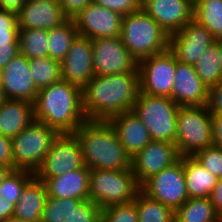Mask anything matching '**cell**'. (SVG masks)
<instances>
[{"label":"cell","instance_id":"6da1fadb","mask_svg":"<svg viewBox=\"0 0 222 222\" xmlns=\"http://www.w3.org/2000/svg\"><path fill=\"white\" fill-rule=\"evenodd\" d=\"M140 92L139 72L95 75L82 89L86 120L109 121L130 112Z\"/></svg>","mask_w":222,"mask_h":222},{"label":"cell","instance_id":"7a4b0ae2","mask_svg":"<svg viewBox=\"0 0 222 222\" xmlns=\"http://www.w3.org/2000/svg\"><path fill=\"white\" fill-rule=\"evenodd\" d=\"M33 110L35 121L60 134L74 133L86 121L82 90L62 79L38 91Z\"/></svg>","mask_w":222,"mask_h":222},{"label":"cell","instance_id":"3957f363","mask_svg":"<svg viewBox=\"0 0 222 222\" xmlns=\"http://www.w3.org/2000/svg\"><path fill=\"white\" fill-rule=\"evenodd\" d=\"M89 169H131V157L109 121L86 120L74 133Z\"/></svg>","mask_w":222,"mask_h":222},{"label":"cell","instance_id":"277c9868","mask_svg":"<svg viewBox=\"0 0 222 222\" xmlns=\"http://www.w3.org/2000/svg\"><path fill=\"white\" fill-rule=\"evenodd\" d=\"M120 38L137 63L169 49L170 36L142 9L122 17Z\"/></svg>","mask_w":222,"mask_h":222},{"label":"cell","instance_id":"5b68a950","mask_svg":"<svg viewBox=\"0 0 222 222\" xmlns=\"http://www.w3.org/2000/svg\"><path fill=\"white\" fill-rule=\"evenodd\" d=\"M179 107L170 97L139 92L131 111L145 124L152 141L175 143Z\"/></svg>","mask_w":222,"mask_h":222},{"label":"cell","instance_id":"8992f818","mask_svg":"<svg viewBox=\"0 0 222 222\" xmlns=\"http://www.w3.org/2000/svg\"><path fill=\"white\" fill-rule=\"evenodd\" d=\"M139 191L140 185L131 169H90L89 200L101 209L109 205L131 202Z\"/></svg>","mask_w":222,"mask_h":222},{"label":"cell","instance_id":"52a82bcc","mask_svg":"<svg viewBox=\"0 0 222 222\" xmlns=\"http://www.w3.org/2000/svg\"><path fill=\"white\" fill-rule=\"evenodd\" d=\"M175 144L181 157L213 145L212 118L206 105L179 107Z\"/></svg>","mask_w":222,"mask_h":222},{"label":"cell","instance_id":"ba28073f","mask_svg":"<svg viewBox=\"0 0 222 222\" xmlns=\"http://www.w3.org/2000/svg\"><path fill=\"white\" fill-rule=\"evenodd\" d=\"M59 134L54 128L34 120L11 139L14 170H26L35 174Z\"/></svg>","mask_w":222,"mask_h":222},{"label":"cell","instance_id":"9c48e42d","mask_svg":"<svg viewBox=\"0 0 222 222\" xmlns=\"http://www.w3.org/2000/svg\"><path fill=\"white\" fill-rule=\"evenodd\" d=\"M176 56L170 50L144 58L138 62L140 92L170 97L175 78Z\"/></svg>","mask_w":222,"mask_h":222},{"label":"cell","instance_id":"30bf717a","mask_svg":"<svg viewBox=\"0 0 222 222\" xmlns=\"http://www.w3.org/2000/svg\"><path fill=\"white\" fill-rule=\"evenodd\" d=\"M85 167L80 143L73 133H63L53 142L34 176L45 181L50 177Z\"/></svg>","mask_w":222,"mask_h":222},{"label":"cell","instance_id":"8fae6325","mask_svg":"<svg viewBox=\"0 0 222 222\" xmlns=\"http://www.w3.org/2000/svg\"><path fill=\"white\" fill-rule=\"evenodd\" d=\"M140 190L148 197L171 207L174 211L187 201L188 193L183 171V157L170 167L146 180Z\"/></svg>","mask_w":222,"mask_h":222},{"label":"cell","instance_id":"7c38bea8","mask_svg":"<svg viewBox=\"0 0 222 222\" xmlns=\"http://www.w3.org/2000/svg\"><path fill=\"white\" fill-rule=\"evenodd\" d=\"M95 75L139 72L138 63L130 55L120 36L92 40Z\"/></svg>","mask_w":222,"mask_h":222},{"label":"cell","instance_id":"4fadbf2b","mask_svg":"<svg viewBox=\"0 0 222 222\" xmlns=\"http://www.w3.org/2000/svg\"><path fill=\"white\" fill-rule=\"evenodd\" d=\"M181 159L175 143L150 141L131 158V170L141 186L146 180Z\"/></svg>","mask_w":222,"mask_h":222},{"label":"cell","instance_id":"5bb4252c","mask_svg":"<svg viewBox=\"0 0 222 222\" xmlns=\"http://www.w3.org/2000/svg\"><path fill=\"white\" fill-rule=\"evenodd\" d=\"M215 42L212 33L192 19L170 35L169 49L175 54L177 61L195 66L203 52Z\"/></svg>","mask_w":222,"mask_h":222},{"label":"cell","instance_id":"9a60e30c","mask_svg":"<svg viewBox=\"0 0 222 222\" xmlns=\"http://www.w3.org/2000/svg\"><path fill=\"white\" fill-rule=\"evenodd\" d=\"M122 15L91 2L73 20L80 36L91 40L97 38L119 37Z\"/></svg>","mask_w":222,"mask_h":222},{"label":"cell","instance_id":"2e32d148","mask_svg":"<svg viewBox=\"0 0 222 222\" xmlns=\"http://www.w3.org/2000/svg\"><path fill=\"white\" fill-rule=\"evenodd\" d=\"M94 76L92 40L77 35L61 61V78L82 90Z\"/></svg>","mask_w":222,"mask_h":222},{"label":"cell","instance_id":"e0dca14e","mask_svg":"<svg viewBox=\"0 0 222 222\" xmlns=\"http://www.w3.org/2000/svg\"><path fill=\"white\" fill-rule=\"evenodd\" d=\"M141 9L170 36L193 19L194 4L190 0H141Z\"/></svg>","mask_w":222,"mask_h":222},{"label":"cell","instance_id":"ac0fdd59","mask_svg":"<svg viewBox=\"0 0 222 222\" xmlns=\"http://www.w3.org/2000/svg\"><path fill=\"white\" fill-rule=\"evenodd\" d=\"M38 89L30 72L29 59L17 54L2 69V92L5 99L24 100L34 103Z\"/></svg>","mask_w":222,"mask_h":222},{"label":"cell","instance_id":"d6986e66","mask_svg":"<svg viewBox=\"0 0 222 222\" xmlns=\"http://www.w3.org/2000/svg\"><path fill=\"white\" fill-rule=\"evenodd\" d=\"M17 20L19 29L50 30L68 18L57 0H27L17 12Z\"/></svg>","mask_w":222,"mask_h":222},{"label":"cell","instance_id":"ffe728a7","mask_svg":"<svg viewBox=\"0 0 222 222\" xmlns=\"http://www.w3.org/2000/svg\"><path fill=\"white\" fill-rule=\"evenodd\" d=\"M171 99L179 106L207 104L208 88L197 76L194 66L177 61Z\"/></svg>","mask_w":222,"mask_h":222},{"label":"cell","instance_id":"44dd1931","mask_svg":"<svg viewBox=\"0 0 222 222\" xmlns=\"http://www.w3.org/2000/svg\"><path fill=\"white\" fill-rule=\"evenodd\" d=\"M89 175L90 169L85 166L63 175L50 177L44 181L47 194L55 198L89 200Z\"/></svg>","mask_w":222,"mask_h":222},{"label":"cell","instance_id":"7402d4cb","mask_svg":"<svg viewBox=\"0 0 222 222\" xmlns=\"http://www.w3.org/2000/svg\"><path fill=\"white\" fill-rule=\"evenodd\" d=\"M109 123L131 158L152 141L147 127L132 111L112 117Z\"/></svg>","mask_w":222,"mask_h":222},{"label":"cell","instance_id":"603a6c76","mask_svg":"<svg viewBox=\"0 0 222 222\" xmlns=\"http://www.w3.org/2000/svg\"><path fill=\"white\" fill-rule=\"evenodd\" d=\"M34 120L31 102L4 99L0 106V133L3 136L14 138Z\"/></svg>","mask_w":222,"mask_h":222},{"label":"cell","instance_id":"cb8c5ba5","mask_svg":"<svg viewBox=\"0 0 222 222\" xmlns=\"http://www.w3.org/2000/svg\"><path fill=\"white\" fill-rule=\"evenodd\" d=\"M47 197L46 185L34 176L22 189L13 217L40 222Z\"/></svg>","mask_w":222,"mask_h":222},{"label":"cell","instance_id":"d4e9b609","mask_svg":"<svg viewBox=\"0 0 222 222\" xmlns=\"http://www.w3.org/2000/svg\"><path fill=\"white\" fill-rule=\"evenodd\" d=\"M183 171L188 198H208L218 178L203 167L194 156L183 157Z\"/></svg>","mask_w":222,"mask_h":222},{"label":"cell","instance_id":"484cf974","mask_svg":"<svg viewBox=\"0 0 222 222\" xmlns=\"http://www.w3.org/2000/svg\"><path fill=\"white\" fill-rule=\"evenodd\" d=\"M175 222H220L210 198H189L175 210Z\"/></svg>","mask_w":222,"mask_h":222},{"label":"cell","instance_id":"4316f807","mask_svg":"<svg viewBox=\"0 0 222 222\" xmlns=\"http://www.w3.org/2000/svg\"><path fill=\"white\" fill-rule=\"evenodd\" d=\"M77 35V27L72 19H68L62 25L48 30V56L61 62Z\"/></svg>","mask_w":222,"mask_h":222},{"label":"cell","instance_id":"83f0119b","mask_svg":"<svg viewBox=\"0 0 222 222\" xmlns=\"http://www.w3.org/2000/svg\"><path fill=\"white\" fill-rule=\"evenodd\" d=\"M193 19L205 26L216 40L222 39V0H198Z\"/></svg>","mask_w":222,"mask_h":222},{"label":"cell","instance_id":"f1b7e54d","mask_svg":"<svg viewBox=\"0 0 222 222\" xmlns=\"http://www.w3.org/2000/svg\"><path fill=\"white\" fill-rule=\"evenodd\" d=\"M194 68L197 76L208 89L222 81L218 40L203 52Z\"/></svg>","mask_w":222,"mask_h":222},{"label":"cell","instance_id":"f546056e","mask_svg":"<svg viewBox=\"0 0 222 222\" xmlns=\"http://www.w3.org/2000/svg\"><path fill=\"white\" fill-rule=\"evenodd\" d=\"M134 201L138 212V222H175V211L171 207L148 197L141 190Z\"/></svg>","mask_w":222,"mask_h":222},{"label":"cell","instance_id":"4dcf8cb0","mask_svg":"<svg viewBox=\"0 0 222 222\" xmlns=\"http://www.w3.org/2000/svg\"><path fill=\"white\" fill-rule=\"evenodd\" d=\"M19 53L27 59L48 56V30L19 29Z\"/></svg>","mask_w":222,"mask_h":222},{"label":"cell","instance_id":"1f68e13d","mask_svg":"<svg viewBox=\"0 0 222 222\" xmlns=\"http://www.w3.org/2000/svg\"><path fill=\"white\" fill-rule=\"evenodd\" d=\"M31 76L38 90L61 80V62L49 56L29 59Z\"/></svg>","mask_w":222,"mask_h":222},{"label":"cell","instance_id":"d6a6232c","mask_svg":"<svg viewBox=\"0 0 222 222\" xmlns=\"http://www.w3.org/2000/svg\"><path fill=\"white\" fill-rule=\"evenodd\" d=\"M81 200L47 197L40 222H69L72 210Z\"/></svg>","mask_w":222,"mask_h":222},{"label":"cell","instance_id":"836d02e7","mask_svg":"<svg viewBox=\"0 0 222 222\" xmlns=\"http://www.w3.org/2000/svg\"><path fill=\"white\" fill-rule=\"evenodd\" d=\"M33 177L34 173L30 171H12L0 185V196L6 202H18L22 189Z\"/></svg>","mask_w":222,"mask_h":222},{"label":"cell","instance_id":"e575fe53","mask_svg":"<svg viewBox=\"0 0 222 222\" xmlns=\"http://www.w3.org/2000/svg\"><path fill=\"white\" fill-rule=\"evenodd\" d=\"M0 46H19L17 13L0 8Z\"/></svg>","mask_w":222,"mask_h":222},{"label":"cell","instance_id":"d590c367","mask_svg":"<svg viewBox=\"0 0 222 222\" xmlns=\"http://www.w3.org/2000/svg\"><path fill=\"white\" fill-rule=\"evenodd\" d=\"M101 222H138L136 202L133 200L102 208Z\"/></svg>","mask_w":222,"mask_h":222},{"label":"cell","instance_id":"8d00e7d4","mask_svg":"<svg viewBox=\"0 0 222 222\" xmlns=\"http://www.w3.org/2000/svg\"><path fill=\"white\" fill-rule=\"evenodd\" d=\"M194 157L215 177L222 178V148L212 145L197 152Z\"/></svg>","mask_w":222,"mask_h":222},{"label":"cell","instance_id":"74e56055","mask_svg":"<svg viewBox=\"0 0 222 222\" xmlns=\"http://www.w3.org/2000/svg\"><path fill=\"white\" fill-rule=\"evenodd\" d=\"M101 210L91 200L81 201L72 210L69 222H101Z\"/></svg>","mask_w":222,"mask_h":222},{"label":"cell","instance_id":"f35d334b","mask_svg":"<svg viewBox=\"0 0 222 222\" xmlns=\"http://www.w3.org/2000/svg\"><path fill=\"white\" fill-rule=\"evenodd\" d=\"M92 2L116 11L122 16L135 13L141 9V0H92Z\"/></svg>","mask_w":222,"mask_h":222},{"label":"cell","instance_id":"ab89813d","mask_svg":"<svg viewBox=\"0 0 222 222\" xmlns=\"http://www.w3.org/2000/svg\"><path fill=\"white\" fill-rule=\"evenodd\" d=\"M206 107L211 115H222V81L208 89Z\"/></svg>","mask_w":222,"mask_h":222},{"label":"cell","instance_id":"60d3db41","mask_svg":"<svg viewBox=\"0 0 222 222\" xmlns=\"http://www.w3.org/2000/svg\"><path fill=\"white\" fill-rule=\"evenodd\" d=\"M68 19H74L92 0H57Z\"/></svg>","mask_w":222,"mask_h":222},{"label":"cell","instance_id":"b9f144b4","mask_svg":"<svg viewBox=\"0 0 222 222\" xmlns=\"http://www.w3.org/2000/svg\"><path fill=\"white\" fill-rule=\"evenodd\" d=\"M0 166H5L14 171L12 140L0 133Z\"/></svg>","mask_w":222,"mask_h":222},{"label":"cell","instance_id":"7bdbcfd3","mask_svg":"<svg viewBox=\"0 0 222 222\" xmlns=\"http://www.w3.org/2000/svg\"><path fill=\"white\" fill-rule=\"evenodd\" d=\"M213 146L222 148V115H211Z\"/></svg>","mask_w":222,"mask_h":222},{"label":"cell","instance_id":"ee69618b","mask_svg":"<svg viewBox=\"0 0 222 222\" xmlns=\"http://www.w3.org/2000/svg\"><path fill=\"white\" fill-rule=\"evenodd\" d=\"M209 198L216 212L222 218V178L217 180Z\"/></svg>","mask_w":222,"mask_h":222},{"label":"cell","instance_id":"f6af8a7d","mask_svg":"<svg viewBox=\"0 0 222 222\" xmlns=\"http://www.w3.org/2000/svg\"><path fill=\"white\" fill-rule=\"evenodd\" d=\"M17 54H19V46H0V69H4Z\"/></svg>","mask_w":222,"mask_h":222},{"label":"cell","instance_id":"bcb514c9","mask_svg":"<svg viewBox=\"0 0 222 222\" xmlns=\"http://www.w3.org/2000/svg\"><path fill=\"white\" fill-rule=\"evenodd\" d=\"M16 204L17 202H6L0 196V222H5L10 217H13Z\"/></svg>","mask_w":222,"mask_h":222},{"label":"cell","instance_id":"7dc6e473","mask_svg":"<svg viewBox=\"0 0 222 222\" xmlns=\"http://www.w3.org/2000/svg\"><path fill=\"white\" fill-rule=\"evenodd\" d=\"M26 1L27 0H1V8L17 13Z\"/></svg>","mask_w":222,"mask_h":222},{"label":"cell","instance_id":"c3c4849f","mask_svg":"<svg viewBox=\"0 0 222 222\" xmlns=\"http://www.w3.org/2000/svg\"><path fill=\"white\" fill-rule=\"evenodd\" d=\"M13 170L5 167V166H0V185L4 182L6 177L12 172Z\"/></svg>","mask_w":222,"mask_h":222},{"label":"cell","instance_id":"681fc988","mask_svg":"<svg viewBox=\"0 0 222 222\" xmlns=\"http://www.w3.org/2000/svg\"><path fill=\"white\" fill-rule=\"evenodd\" d=\"M5 222H33V221L24 220V219H20V218H17V217H10Z\"/></svg>","mask_w":222,"mask_h":222},{"label":"cell","instance_id":"f907efd6","mask_svg":"<svg viewBox=\"0 0 222 222\" xmlns=\"http://www.w3.org/2000/svg\"><path fill=\"white\" fill-rule=\"evenodd\" d=\"M218 52L220 55V62H221V68H222V39L218 40Z\"/></svg>","mask_w":222,"mask_h":222},{"label":"cell","instance_id":"816d5d0a","mask_svg":"<svg viewBox=\"0 0 222 222\" xmlns=\"http://www.w3.org/2000/svg\"><path fill=\"white\" fill-rule=\"evenodd\" d=\"M4 95H3V92L2 90H0V106L2 105V102L4 101Z\"/></svg>","mask_w":222,"mask_h":222},{"label":"cell","instance_id":"f5cc1de1","mask_svg":"<svg viewBox=\"0 0 222 222\" xmlns=\"http://www.w3.org/2000/svg\"><path fill=\"white\" fill-rule=\"evenodd\" d=\"M0 90H2V70L0 69Z\"/></svg>","mask_w":222,"mask_h":222},{"label":"cell","instance_id":"db71d44e","mask_svg":"<svg viewBox=\"0 0 222 222\" xmlns=\"http://www.w3.org/2000/svg\"><path fill=\"white\" fill-rule=\"evenodd\" d=\"M193 4H195L198 0H190Z\"/></svg>","mask_w":222,"mask_h":222}]
</instances>
